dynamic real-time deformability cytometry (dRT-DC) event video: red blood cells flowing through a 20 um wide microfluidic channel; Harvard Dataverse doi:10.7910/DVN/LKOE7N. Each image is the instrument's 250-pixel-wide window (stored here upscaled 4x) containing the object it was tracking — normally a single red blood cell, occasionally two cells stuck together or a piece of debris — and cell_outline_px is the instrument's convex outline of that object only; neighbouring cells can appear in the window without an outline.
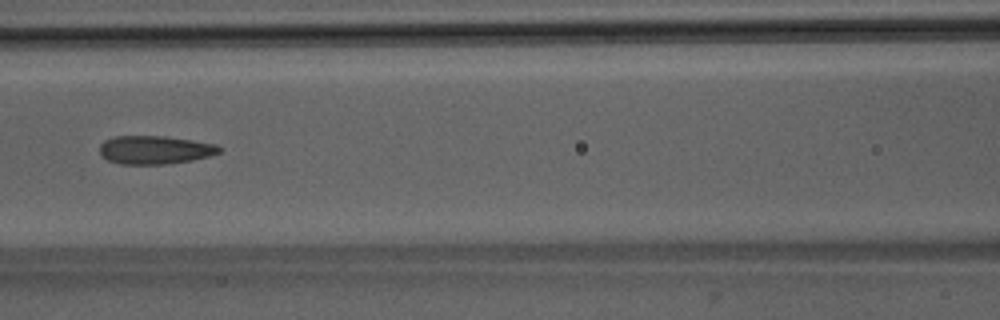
{"species": "Egyptian fruit bat (a non-hibernating species)", "species_latin": "Rousettus aegyptiacus", "temperature_condition": "room temperature", "stored_images_in_passage": 51, "camera_frame_rate_fps": 3000, "um_per_image_px": 0.085, "animal": {"sex": "male"}, "frame": {"image": 1, "passage_image": 23, "time_ms": 7.333, "image_size_px": [1000, 320], "cell_outline_px": [[224, 148], [220, 152], [208, 156], [192, 160], [164, 164], [120, 164], [108, 160], [100, 156], [100, 144], [104, 140], [116, 136], [164, 136], [192, 140], [216, 144]], "centroid_in_image_um": [13.15, 12.73], "position_along_channel_um": 153.4, "area_um2": 19.83}}
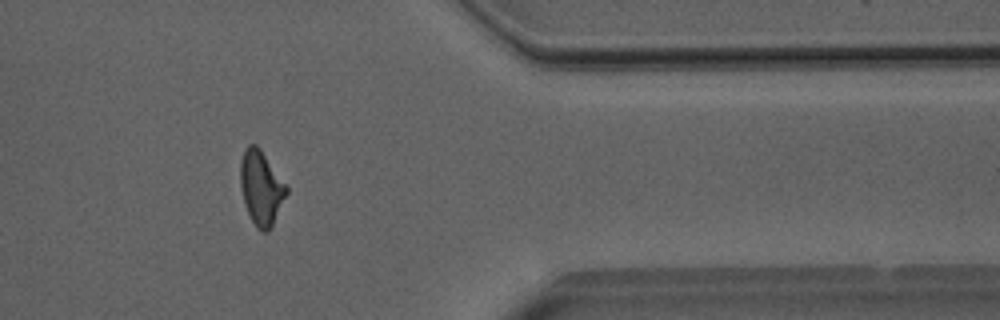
{"frame": {"image": 2, "passage_image": 42, "time_ms": 13.667, "image_size_px": [1000, 320], "cell_outline_px": [[288, 192], [268, 232], [264, 232], [256, 228], [244, 204], [240, 184], [240, 160], [244, 148], [248, 144], [256, 144], [260, 148], [288, 188]], "centroid_in_image_um": [22.17, 15.93], "position_along_channel_um": 389.2, "area_um2": 19.77}}
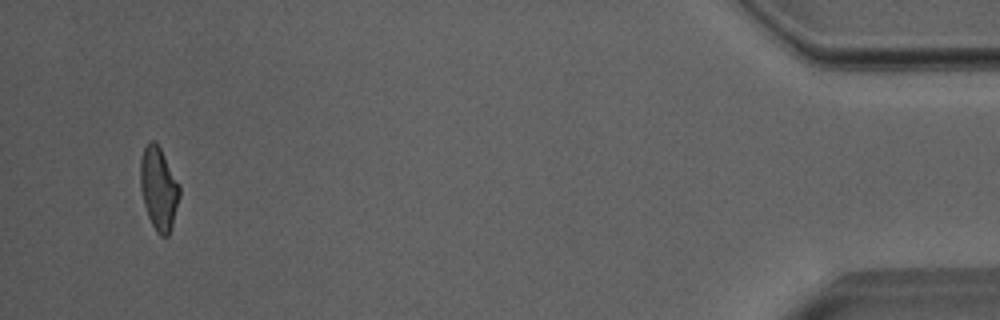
{"frame": {"image": 3, "passage_image": 49, "time_ms": 16.0, "image_size_px": [1000, 320], "cell_outline_px": [[180, 196], [172, 224], [168, 236], [160, 236], [156, 232], [148, 216], [144, 204], [140, 188], [140, 160], [144, 148], [152, 140], [160, 148], [180, 184]], "centroid_in_image_um": [13.49, 16.04], "position_along_channel_um": 421.7, "area_um2": 18.79}, "authors_computed_cell_mechanics": {"area_um2": 19.941, "velocity_mm_per_s": 4.0152, "shape_relaxation_time_tau1_ms": 9.8759, "shape_relaxation_time_tau2_ms": 2.147, "deformation_change_tau1": 0.2244, "deformation_change_tau2": 0.1069}}